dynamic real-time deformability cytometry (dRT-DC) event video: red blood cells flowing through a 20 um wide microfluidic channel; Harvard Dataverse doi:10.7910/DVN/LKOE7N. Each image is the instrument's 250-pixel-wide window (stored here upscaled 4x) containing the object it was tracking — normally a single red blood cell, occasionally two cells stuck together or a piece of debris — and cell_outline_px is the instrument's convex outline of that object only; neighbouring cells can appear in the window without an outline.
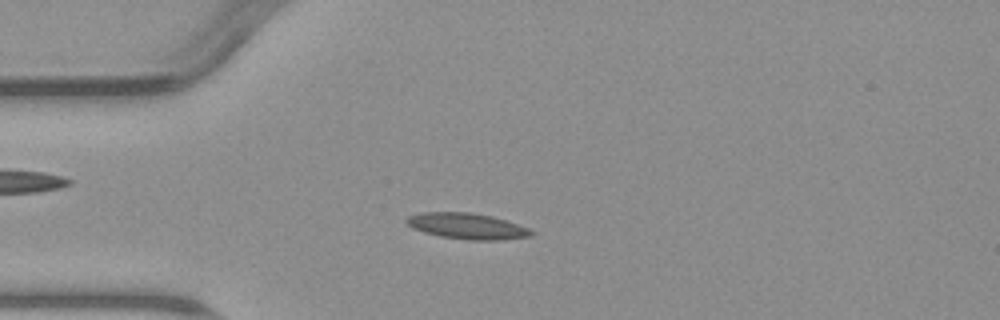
{"species": "common noctule bat (a hibernating species)", "species_latin": "Nyctalus noctula", "temperature_condition": "warm", "stored_images_in_passage": 4, "camera_frame_rate_fps": 3000, "um_per_image_px": 0.085, "animal": {"sex": "male", "body_mass_g": 23.1, "forearm_length_mm": 52.7}, "frame": {"image": 1, "passage_image": 1, "time_ms": 0.0, "image_size_px": [1000, 320], "cell_outline_px": [[536, 232], [532, 236], [500, 240], [472, 240], [440, 236], [424, 232], [412, 228], [404, 220], [408, 216], [420, 212], [472, 212], [492, 216], [528, 228]], "centroid_in_image_um": [39.69, 19.21], "position_along_channel_um": 45.3, "area_um2": 18.84}}
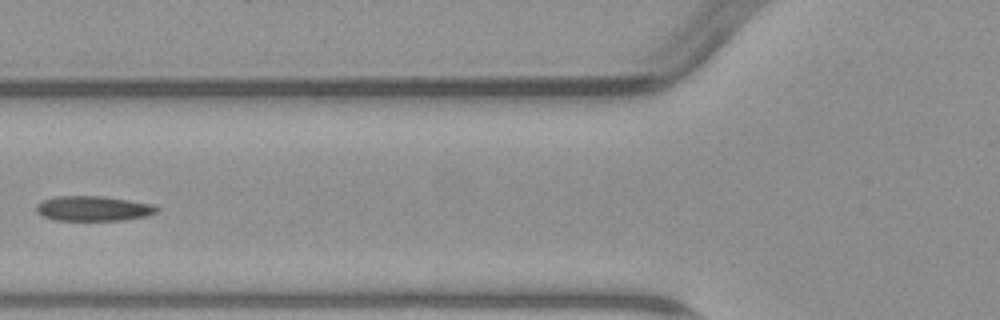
{"frame": {"image": 2, "passage_image": 3, "time_ms": 2.333, "image_size_px": [1000, 320], "cell_outline_px": [[160, 212], [148, 216], [124, 220], [52, 220], [36, 212], [36, 204], [40, 200], [56, 196], [104, 196], [156, 204], [160, 208]], "centroid_in_image_um": [7.98, 17.71], "position_along_channel_um": 117.8, "area_um2": 17.98}}
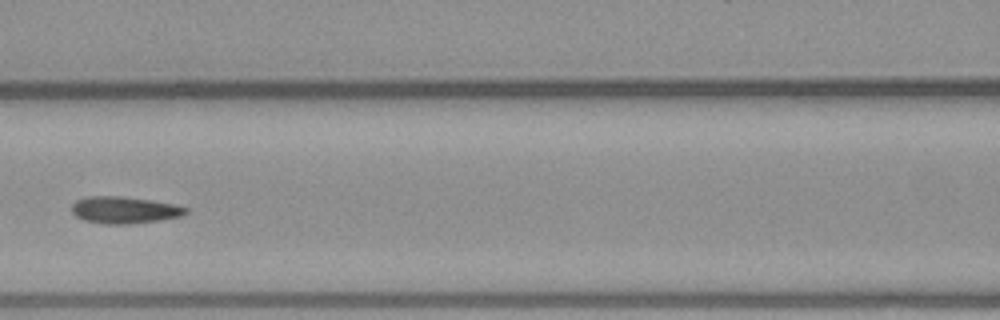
{"frame": {"image": 3, "passage_image": 4, "time_ms": 3.333, "image_size_px": [1000, 320], "cell_outline_px": [[188, 212], [180, 216], [160, 220], [128, 224], [104, 224], [84, 220], [76, 216], [72, 212], [72, 204], [76, 200], [88, 196], [120, 196], [176, 204], [188, 208]], "centroid_in_image_um": [10.56, 17.85], "position_along_channel_um": 156.0, "area_um2": 17.8}}